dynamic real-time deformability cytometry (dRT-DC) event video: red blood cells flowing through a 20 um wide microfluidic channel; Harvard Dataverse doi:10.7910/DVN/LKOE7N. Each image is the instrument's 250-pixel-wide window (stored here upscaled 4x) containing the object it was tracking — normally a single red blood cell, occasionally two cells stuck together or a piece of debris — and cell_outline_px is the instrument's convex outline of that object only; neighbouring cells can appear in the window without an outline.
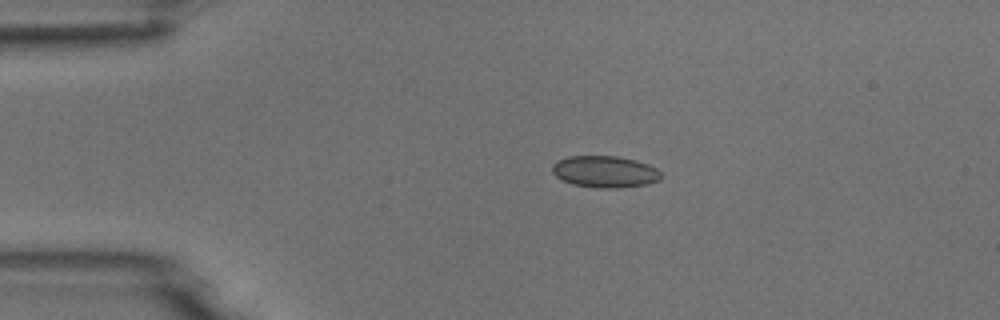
{"species": "common noctule bat (a hibernating species)", "species_latin": "Nyctalus noctula", "temperature_condition": "room temperature", "stored_images_in_passage": 2, "camera_frame_rate_fps": 3000, "um_per_image_px": 0.085, "animal": {"sex": "male", "body_mass_g": 18.8}, "frame": {"image": 1, "passage_image": 1, "time_ms": 0.0, "image_size_px": [1000, 320], "cell_outline_px": [[660, 180], [648, 184], [620, 188], [596, 188], [572, 184], [556, 176], [552, 172], [552, 164], [556, 160], [568, 156], [616, 156], [636, 160], [648, 164], [656, 168], [660, 172]], "centroid_in_image_um": [51.41, 14.59], "position_along_channel_um": 33.6, "area_um2": 20.23}}